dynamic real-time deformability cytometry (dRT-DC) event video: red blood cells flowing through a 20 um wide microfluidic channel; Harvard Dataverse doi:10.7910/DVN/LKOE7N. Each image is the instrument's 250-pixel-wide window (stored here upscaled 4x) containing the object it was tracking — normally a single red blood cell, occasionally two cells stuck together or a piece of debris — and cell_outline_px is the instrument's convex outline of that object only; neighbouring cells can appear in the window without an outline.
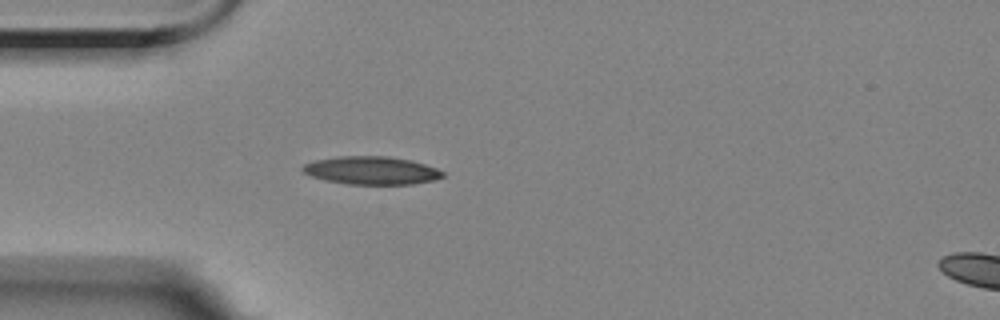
{"species": "Egyptian fruit bat (a non-hibernating species)", "species_latin": "Rousettus aegyptiacus", "temperature_condition": "room temperature", "stored_images_in_passage": 4, "camera_frame_rate_fps": 3000, "um_per_image_px": 0.085, "animal": {"sex": "female"}, "frame": {"image": 1, "passage_image": 4, "time_ms": 3.333, "image_size_px": [1000, 320], "cell_outline_px": [[444, 176], [436, 180], [412, 184], [348, 184], [324, 180], [312, 176], [304, 172], [300, 168], [304, 164], [316, 160], [340, 156], [388, 156], [412, 160], [436, 168], [444, 172]], "centroid_in_image_um": [31.59, 14.49], "position_along_channel_um": 53.4, "area_um2": 22.89}}